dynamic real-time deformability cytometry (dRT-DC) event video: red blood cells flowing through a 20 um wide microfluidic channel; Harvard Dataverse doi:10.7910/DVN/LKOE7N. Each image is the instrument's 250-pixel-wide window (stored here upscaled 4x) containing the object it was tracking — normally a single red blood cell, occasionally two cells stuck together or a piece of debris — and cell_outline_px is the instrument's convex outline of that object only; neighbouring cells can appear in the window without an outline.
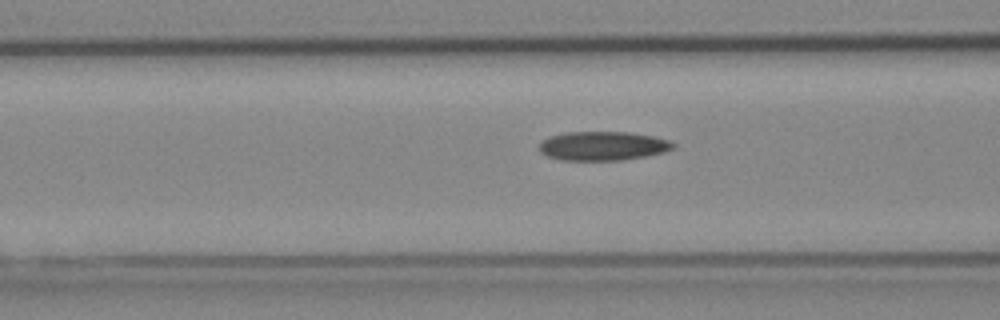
{"species": "Egyptian fruit bat (a non-hibernating species)", "species_latin": "Rousettus aegyptiacus", "temperature_condition": "cold", "stored_images_in_passage": 37, "camera_frame_rate_fps": 3000, "um_per_image_px": 0.085, "animal": {"sex": "female"}, "frame": {"image": 1, "passage_image": 16, "time_ms": 5.0, "image_size_px": [1000, 320], "cell_outline_px": [[676, 148], [664, 152], [648, 156], [624, 160], [560, 160], [548, 156], [540, 152], [540, 144], [548, 136], [564, 132], [628, 132], [652, 136], [668, 140], [676, 144]], "centroid_in_image_um": [51.27, 12.41], "position_along_channel_um": 115.3, "area_um2": 22.77}}